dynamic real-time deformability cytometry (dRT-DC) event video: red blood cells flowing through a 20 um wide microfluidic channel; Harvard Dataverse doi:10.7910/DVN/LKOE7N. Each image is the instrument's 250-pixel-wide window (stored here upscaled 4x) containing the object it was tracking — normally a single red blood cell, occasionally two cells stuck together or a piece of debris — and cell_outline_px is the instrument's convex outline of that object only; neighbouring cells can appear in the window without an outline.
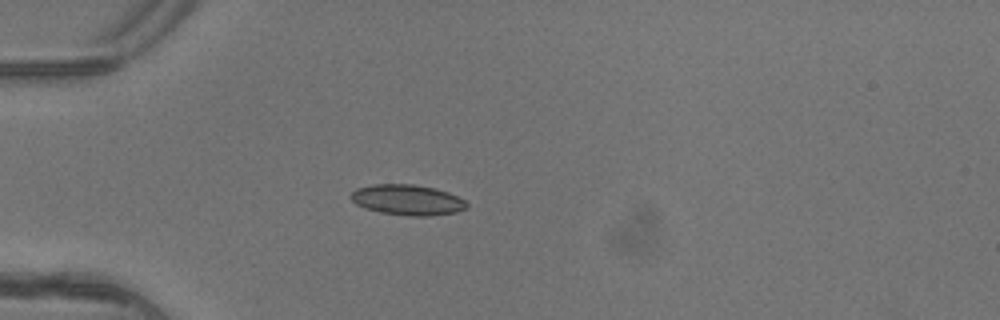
{"species": "common noctule bat (a hibernating species)", "species_latin": "Nyctalus noctula", "temperature_condition": "warm", "stored_images_in_passage": 5, "camera_frame_rate_fps": 3000, "um_per_image_px": 0.085, "animal": {"sex": "female"}, "frame": {"image": 1, "passage_image": 4, "time_ms": 1.0, "image_size_px": [1000, 320], "cell_outline_px": [[468, 208], [456, 212], [432, 216], [408, 216], [380, 212], [364, 208], [356, 204], [352, 200], [352, 192], [356, 188], [372, 184], [412, 184], [436, 188], [448, 192], [464, 200], [468, 204]], "centroid_in_image_um": [34.64, 16.99], "position_along_channel_um": 50.4, "area_um2": 20.69}}